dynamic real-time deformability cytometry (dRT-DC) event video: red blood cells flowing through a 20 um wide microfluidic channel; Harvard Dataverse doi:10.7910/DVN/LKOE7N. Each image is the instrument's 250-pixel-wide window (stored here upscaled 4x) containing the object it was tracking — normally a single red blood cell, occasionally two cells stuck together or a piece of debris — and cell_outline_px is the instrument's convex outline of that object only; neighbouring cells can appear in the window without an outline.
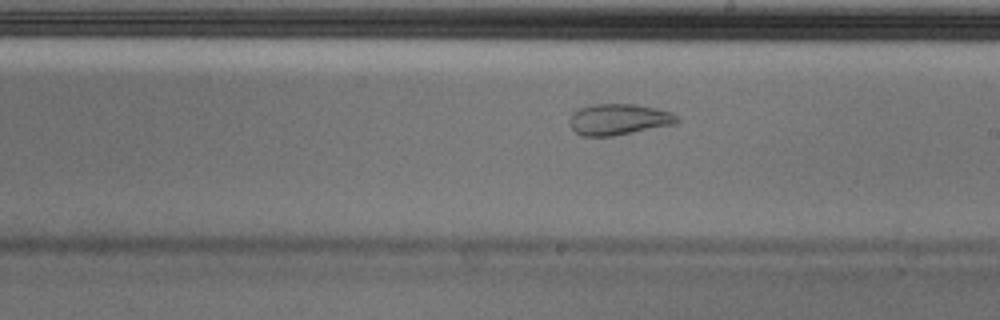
{"species": "Egyptian fruit bat (a non-hibernating species)", "species_latin": "Rousettus aegyptiacus", "temperature_condition": "cold", "stored_images_in_passage": 54, "camera_frame_rate_fps": 3000, "um_per_image_px": 0.085, "animal": {"sex": "male"}, "frame": {"image": 1, "passage_image": 31, "time_ms": 10.0, "image_size_px": [1000, 320], "cell_outline_px": [[680, 120], [676, 124], [612, 136], [580, 136], [568, 124], [568, 120], [572, 112], [580, 108], [592, 104], [636, 104], [656, 108], [672, 112]], "centroid_in_image_um": [52.57, 10.14], "position_along_channel_um": 236.4, "area_um2": 19.65}, "authors_computed_cell_mechanics": {"area_um2": 24.7962, "velocity_mm_per_s": 3.6733, "shape_relaxation_time_tau1_ms": null, "shape_relaxation_time_tau2_ms": 1.3328, "deformation_change_tau1": null, "deformation_change_tau2": 0.0627}}